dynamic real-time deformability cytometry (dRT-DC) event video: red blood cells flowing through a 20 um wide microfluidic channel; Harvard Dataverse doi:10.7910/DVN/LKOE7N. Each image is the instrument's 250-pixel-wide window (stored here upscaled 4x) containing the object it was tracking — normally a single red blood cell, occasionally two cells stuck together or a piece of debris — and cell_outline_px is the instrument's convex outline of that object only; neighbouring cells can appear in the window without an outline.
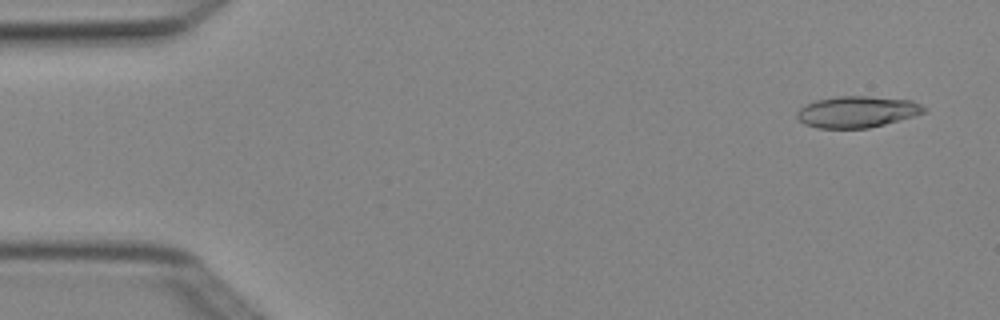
{"species": "Egyptian fruit bat (a non-hibernating species)", "species_latin": "Rousettus aegyptiacus", "temperature_condition": "cold", "stored_images_in_passage": 5, "camera_frame_rate_fps": 3000, "um_per_image_px": 0.085, "animal": {"sex": "female"}, "frame": {"image": 1, "passage_image": 1, "time_ms": 0.0, "image_size_px": [1000, 320], "cell_outline_px": [[928, 112], [884, 124], [868, 128], [816, 128], [804, 124], [796, 116], [796, 112], [804, 104], [816, 100], [840, 96], [868, 96], [912, 100], [928, 108]], "centroid_in_image_um": [72.86, 9.5], "position_along_channel_um": 12.1, "area_um2": 23.35}}
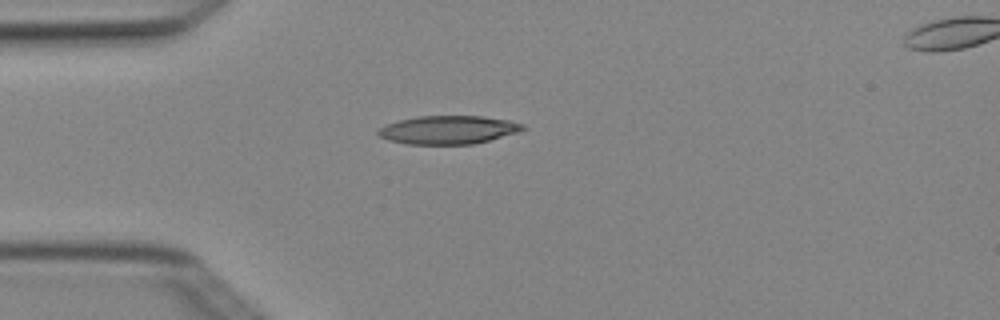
{"frame": {"image": 2, "passage_image": 4, "time_ms": 1.0, "image_size_px": [1000, 320], "cell_outline_px": [[524, 128], [516, 132], [488, 140], [472, 144], [408, 144], [388, 140], [380, 136], [376, 132], [384, 124], [416, 116], [484, 116], [508, 120], [524, 124]], "centroid_in_image_um": [38.05, 11.03], "position_along_channel_um": 47.0, "area_um2": 23.7}}